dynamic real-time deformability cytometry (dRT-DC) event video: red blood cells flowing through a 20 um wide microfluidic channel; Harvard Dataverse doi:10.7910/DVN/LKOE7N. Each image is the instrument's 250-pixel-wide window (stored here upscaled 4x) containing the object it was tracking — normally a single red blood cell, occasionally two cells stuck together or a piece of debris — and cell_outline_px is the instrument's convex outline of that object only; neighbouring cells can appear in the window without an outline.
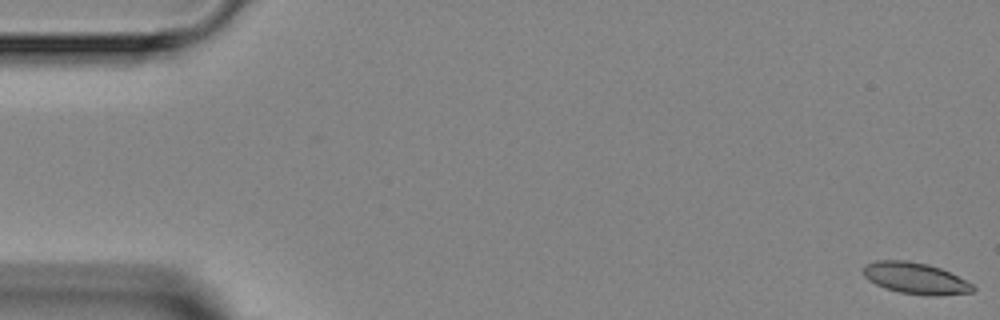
{"species": "Egyptian fruit bat (a non-hibernating species)", "species_latin": "Rousettus aegyptiacus", "temperature_condition": "room temperature", "stored_images_in_passage": 3, "camera_frame_rate_fps": 3000, "um_per_image_px": 0.085, "animal": {"sex": "female"}, "frame": {"image": 1, "passage_image": 1, "time_ms": 0.0, "image_size_px": [1000, 320], "cell_outline_px": [[976, 288], [972, 292], [936, 296], [928, 296], [900, 292], [884, 288], [868, 280], [864, 276], [864, 264], [876, 260], [908, 260], [928, 264], [940, 268], [972, 284]], "centroid_in_image_um": [77.78, 23.65], "position_along_channel_um": 7.2, "area_um2": 20.0}}